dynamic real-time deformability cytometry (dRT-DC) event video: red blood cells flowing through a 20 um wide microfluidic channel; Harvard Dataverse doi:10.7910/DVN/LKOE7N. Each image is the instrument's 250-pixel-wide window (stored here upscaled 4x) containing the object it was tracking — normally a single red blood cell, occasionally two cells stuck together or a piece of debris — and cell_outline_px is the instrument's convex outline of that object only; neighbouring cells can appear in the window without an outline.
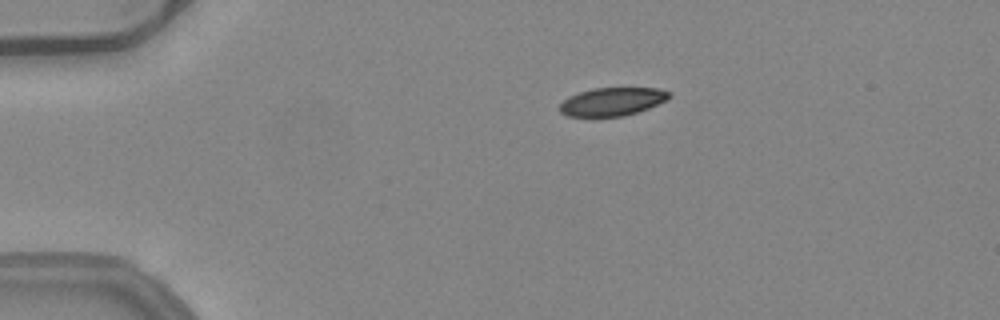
{"species": "common noctule bat (a hibernating species)", "species_latin": "Nyctalus noctula", "temperature_condition": "warm", "stored_images_in_passage": 43, "camera_frame_rate_fps": 3000, "um_per_image_px": 0.085, "animal": {"sex": "female", "body_mass_g": 24.6, "forearm_length_mm": 56.2}, "frame": {"image": 1, "passage_image": 2, "time_ms": 0.333, "image_size_px": [1000, 320], "cell_outline_px": [[672, 96], [668, 100], [648, 108], [624, 116], [568, 116], [560, 112], [560, 104], [568, 96], [592, 88], [660, 88], [668, 92]], "centroid_in_image_um": [52.05, 8.63], "position_along_channel_um": 32.9, "area_um2": 17.92}}
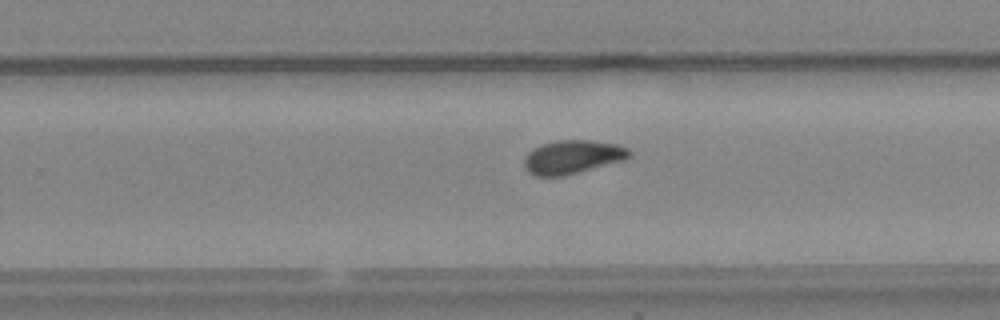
{"frame": {"image": 2, "passage_image": 25, "time_ms": 8.0, "image_size_px": [1000, 320], "cell_outline_px": [[632, 156], [624, 160], [564, 176], [536, 176], [528, 172], [524, 168], [524, 156], [532, 148], [540, 144], [556, 140], [592, 140], [616, 144], [628, 148], [632, 152]], "centroid_in_image_um": [48.64, 13.34], "position_along_channel_um": 281.2, "area_um2": 20.87}}
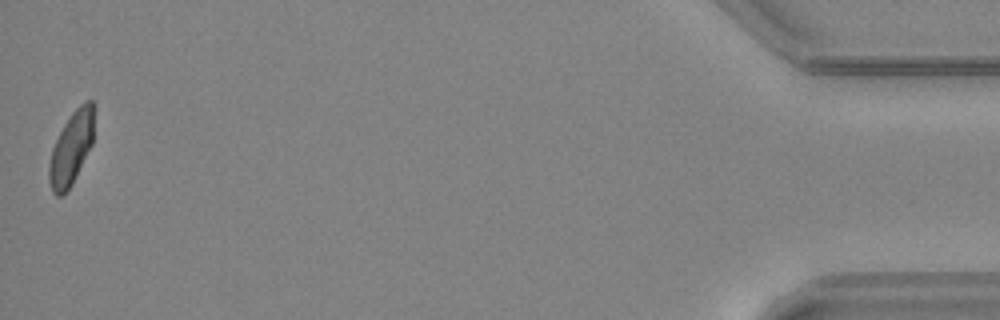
{"frame": {"image": 3, "passage_image": 43, "time_ms": 14.0, "image_size_px": [1000, 320], "cell_outline_px": [[96, 108], [92, 144], [72, 184], [60, 196], [56, 196], [52, 192], [48, 180], [48, 164], [52, 148], [64, 124], [72, 112], [84, 100], [92, 100], [96, 104]], "centroid_in_image_um": [6.08, 12.53], "position_along_channel_um": 429.1, "area_um2": 19.42}, "authors_computed_cell_mechanics": {"area_um2": 20.0566, "velocity_mm_per_s": 3.9887, "shape_relaxation_time_tau1_ms": 5.7502, "shape_relaxation_time_tau2_ms": 4.7409, "deformation_change_tau1": 0.1481, "deformation_change_tau2": 0.0914}}